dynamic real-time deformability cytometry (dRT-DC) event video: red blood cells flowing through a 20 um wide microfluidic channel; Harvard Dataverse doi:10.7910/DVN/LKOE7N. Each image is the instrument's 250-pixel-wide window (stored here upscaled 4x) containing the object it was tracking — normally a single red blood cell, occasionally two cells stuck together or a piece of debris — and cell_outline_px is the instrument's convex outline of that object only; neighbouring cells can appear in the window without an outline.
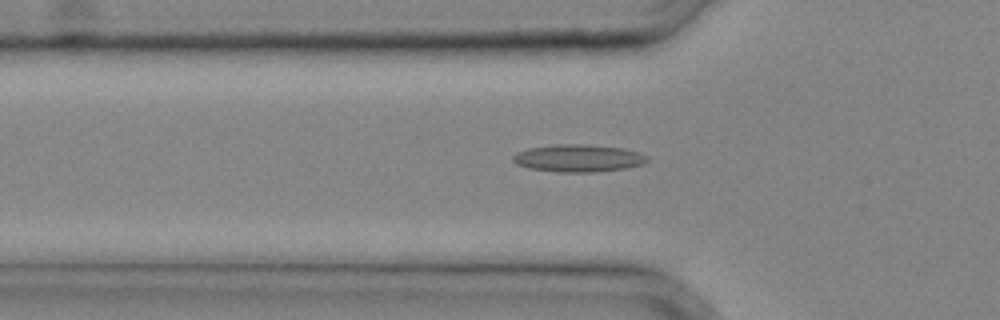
{"species": "common noctule bat (a hibernating species)", "species_latin": "Nyctalus noctula", "temperature_condition": "cold", "stored_images_in_passage": 30, "camera_frame_rate_fps": 3000, "um_per_image_px": 0.085, "animal": {"sex": "male", "body_mass_g": 20.4}, "frame": {"image": 1, "passage_image": 7, "time_ms": 2.0, "image_size_px": [1000, 320], "cell_outline_px": [[648, 160], [644, 164], [628, 168], [596, 172], [556, 172], [528, 168], [516, 164], [512, 160], [512, 156], [516, 152], [528, 148], [560, 144], [580, 144], [624, 148], [640, 152], [648, 156]], "centroid_in_image_um": [49.17, 13.45], "position_along_channel_um": 76.6, "area_um2": 21.68}}
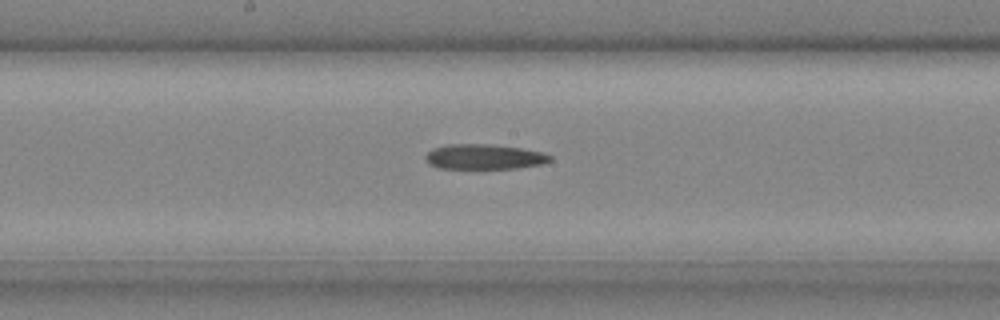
{"frame": {"image": 2, "passage_image": 14, "time_ms": 4.333, "image_size_px": [1000, 320], "cell_outline_px": [[552, 160], [540, 164], [516, 168], [440, 168], [428, 164], [424, 156], [432, 148], [448, 144], [488, 144], [520, 148], [544, 152], [552, 156]], "centroid_in_image_um": [41.13, 13.32], "position_along_channel_um": 207.1, "area_um2": 18.15}}
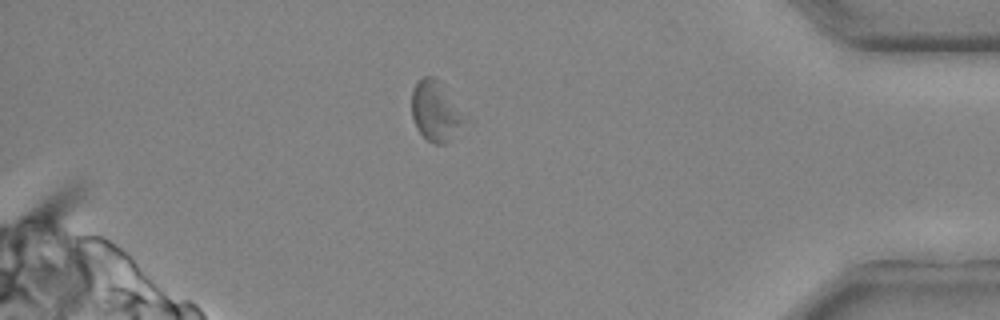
{"frame": {"image": 3, "passage_image": 26, "time_ms": 8.333, "image_size_px": [1000, 320], "cell_outline_px": [[460, 124], [444, 144], [436, 144], [428, 140], [416, 128], [412, 116], [412, 92], [416, 84], [424, 76], [432, 76], [436, 80], [460, 120]], "centroid_in_image_um": [36.82, 9.48], "position_along_channel_um": 398.4, "area_um2": 16.01}}